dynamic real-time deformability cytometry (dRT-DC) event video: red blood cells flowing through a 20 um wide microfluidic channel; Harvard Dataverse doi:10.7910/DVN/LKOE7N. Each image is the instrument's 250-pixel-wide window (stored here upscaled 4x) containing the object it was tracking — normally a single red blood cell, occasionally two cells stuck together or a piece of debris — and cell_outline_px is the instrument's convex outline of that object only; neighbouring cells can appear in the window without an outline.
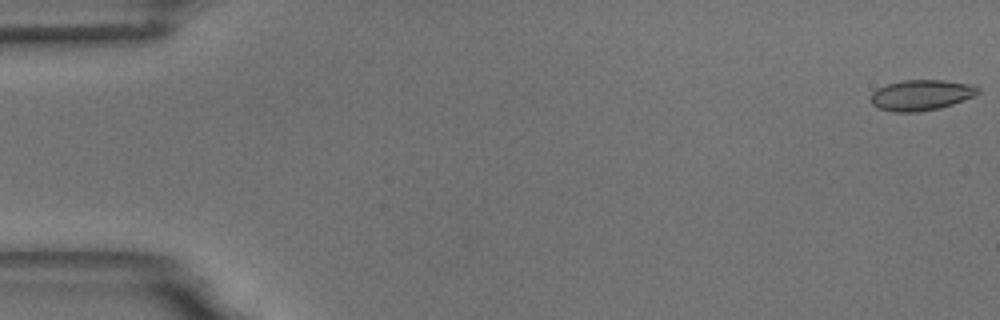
{"species": "common noctule bat (a hibernating species)", "species_latin": "Nyctalus noctula", "temperature_condition": "room temperature", "stored_images_in_passage": 12, "camera_frame_rate_fps": 3000, "um_per_image_px": 0.085, "animal": {"sex": "male", "body_mass_g": 18.8}, "frame": {"image": 1, "passage_image": 1, "time_ms": 0.0, "image_size_px": [1000, 320], "cell_outline_px": [[980, 92], [976, 96], [940, 108], [916, 112], [892, 112], [876, 108], [872, 104], [872, 92], [876, 88], [888, 84], [904, 80], [944, 80], [968, 84], [980, 88]], "centroid_in_image_um": [78.3, 8.09], "position_along_channel_um": 6.7, "area_um2": 19.19}}